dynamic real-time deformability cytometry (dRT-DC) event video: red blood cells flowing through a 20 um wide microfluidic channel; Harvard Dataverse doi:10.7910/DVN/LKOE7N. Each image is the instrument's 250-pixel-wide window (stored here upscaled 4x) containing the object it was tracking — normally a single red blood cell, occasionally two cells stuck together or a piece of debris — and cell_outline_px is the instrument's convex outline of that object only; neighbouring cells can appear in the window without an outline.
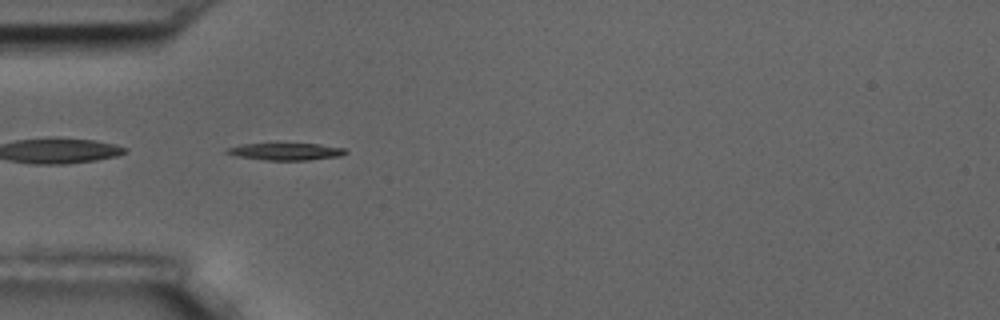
{"species": "common noctule bat (a hibernating species)", "species_latin": "Nyctalus noctula", "temperature_condition": "room temperature", "stored_images_in_passage": 4, "camera_frame_rate_fps": 3000, "um_per_image_px": 0.085, "animal": {"sex": "male", "body_mass_g": 17.5, "forearm_length_mm": 52.3}, "frame": {"image": 1, "passage_image": 3, "time_ms": 2.333, "image_size_px": [1000, 320], "cell_outline_px": [[348, 152], [340, 156], [308, 160], [268, 160], [236, 156], [224, 152], [224, 148], [244, 144], [320, 144], [344, 148]], "centroid_in_image_um": [24.28, 12.88], "position_along_channel_um": 60.7, "area_um2": 11.73}}